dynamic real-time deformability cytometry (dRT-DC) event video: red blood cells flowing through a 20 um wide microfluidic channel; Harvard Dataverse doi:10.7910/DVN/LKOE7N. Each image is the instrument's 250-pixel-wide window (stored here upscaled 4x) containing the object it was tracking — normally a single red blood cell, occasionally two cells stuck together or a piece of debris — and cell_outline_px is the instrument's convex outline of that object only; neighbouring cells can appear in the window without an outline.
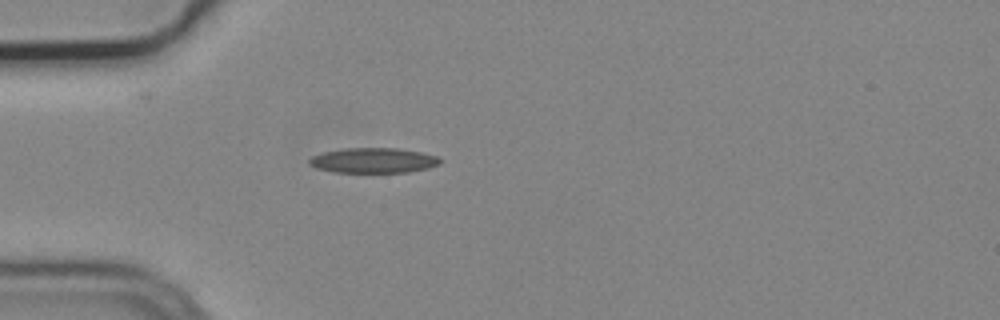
{"species": "common noctule bat (a hibernating species)", "species_latin": "Nyctalus noctula", "temperature_condition": "cold", "stored_images_in_passage": 1, "camera_frame_rate_fps": 3000, "um_per_image_px": 0.085, "animal": {"sex": "male", "body_mass_g": 19.2, "forearm_length_mm": 51.8}, "frame": {"image": 1, "passage_image": 1, "time_ms": 0.0, "image_size_px": [1000, 320], "cell_outline_px": [[444, 160], [440, 164], [428, 168], [408, 172], [332, 172], [316, 168], [308, 164], [308, 160], [312, 156], [324, 152], [344, 148], [396, 148], [420, 152], [436, 156]], "centroid_in_image_um": [31.73, 13.64], "position_along_channel_um": 53.3, "area_um2": 19.19}}